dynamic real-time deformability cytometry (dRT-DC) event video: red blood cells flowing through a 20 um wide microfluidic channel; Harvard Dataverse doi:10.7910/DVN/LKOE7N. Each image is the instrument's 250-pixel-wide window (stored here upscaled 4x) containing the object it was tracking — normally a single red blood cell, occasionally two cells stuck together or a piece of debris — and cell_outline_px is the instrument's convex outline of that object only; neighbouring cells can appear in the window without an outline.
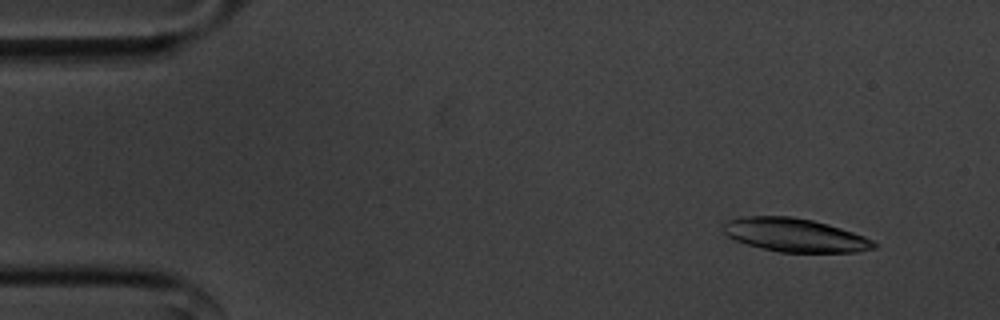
{"species": "common noctule bat (a hibernating species)", "species_latin": "Nyctalus noctula", "temperature_condition": "cold", "stored_images_in_passage": 55, "camera_frame_rate_fps": 3000, "um_per_image_px": 0.085, "animal": {"sex": "male", "body_mass_g": 20.1, "forearm_length_mm": 53.5}, "frame": {"image": 1, "passage_image": 5, "time_ms": 1.333, "image_size_px": [1000, 320], "cell_outline_px": [[876, 248], [856, 252], [780, 252], [748, 244], [736, 240], [728, 236], [724, 232], [724, 224], [728, 220], [744, 216], [792, 216], [812, 220], [828, 224], [864, 236], [872, 240], [876, 244]], "centroid_in_image_um": [67.58, 19.97], "position_along_channel_um": 17.4, "area_um2": 29.07}}